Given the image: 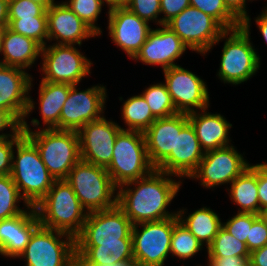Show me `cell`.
<instances>
[{"label": "cell", "mask_w": 267, "mask_h": 266, "mask_svg": "<svg viewBox=\"0 0 267 266\" xmlns=\"http://www.w3.org/2000/svg\"><path fill=\"white\" fill-rule=\"evenodd\" d=\"M172 176L154 169L147 176L118 187L117 206L133 225L177 216V212L170 213L166 209L177 196L182 183Z\"/></svg>", "instance_id": "cell-1"}, {"label": "cell", "mask_w": 267, "mask_h": 266, "mask_svg": "<svg viewBox=\"0 0 267 266\" xmlns=\"http://www.w3.org/2000/svg\"><path fill=\"white\" fill-rule=\"evenodd\" d=\"M31 130L26 119L21 131L34 143L47 170L55 180H65L69 171L81 160L77 131L60 129Z\"/></svg>", "instance_id": "cell-2"}, {"label": "cell", "mask_w": 267, "mask_h": 266, "mask_svg": "<svg viewBox=\"0 0 267 266\" xmlns=\"http://www.w3.org/2000/svg\"><path fill=\"white\" fill-rule=\"evenodd\" d=\"M10 175L26 207H36L56 181L34 143L24 134L15 144Z\"/></svg>", "instance_id": "cell-3"}, {"label": "cell", "mask_w": 267, "mask_h": 266, "mask_svg": "<svg viewBox=\"0 0 267 266\" xmlns=\"http://www.w3.org/2000/svg\"><path fill=\"white\" fill-rule=\"evenodd\" d=\"M250 21L248 15L240 27L225 30L219 37L226 39L217 74L224 83L241 84L255 75L260 68V56L250 42Z\"/></svg>", "instance_id": "cell-4"}, {"label": "cell", "mask_w": 267, "mask_h": 266, "mask_svg": "<svg viewBox=\"0 0 267 266\" xmlns=\"http://www.w3.org/2000/svg\"><path fill=\"white\" fill-rule=\"evenodd\" d=\"M35 210L41 226L65 232L74 238L81 232L88 215L65 180H56Z\"/></svg>", "instance_id": "cell-5"}, {"label": "cell", "mask_w": 267, "mask_h": 266, "mask_svg": "<svg viewBox=\"0 0 267 266\" xmlns=\"http://www.w3.org/2000/svg\"><path fill=\"white\" fill-rule=\"evenodd\" d=\"M65 181L88 213L111 209L117 205L118 190L105 167L80 160L69 171Z\"/></svg>", "instance_id": "cell-6"}, {"label": "cell", "mask_w": 267, "mask_h": 266, "mask_svg": "<svg viewBox=\"0 0 267 266\" xmlns=\"http://www.w3.org/2000/svg\"><path fill=\"white\" fill-rule=\"evenodd\" d=\"M106 169L117 188L150 174L155 167L148 158L144 133L121 130Z\"/></svg>", "instance_id": "cell-7"}, {"label": "cell", "mask_w": 267, "mask_h": 266, "mask_svg": "<svg viewBox=\"0 0 267 266\" xmlns=\"http://www.w3.org/2000/svg\"><path fill=\"white\" fill-rule=\"evenodd\" d=\"M75 253L72 235L39 225L18 258H24L26 266H75Z\"/></svg>", "instance_id": "cell-8"}, {"label": "cell", "mask_w": 267, "mask_h": 266, "mask_svg": "<svg viewBox=\"0 0 267 266\" xmlns=\"http://www.w3.org/2000/svg\"><path fill=\"white\" fill-rule=\"evenodd\" d=\"M139 227L142 229L139 230ZM173 227L174 217L133 225L131 236L136 266H164L171 254Z\"/></svg>", "instance_id": "cell-9"}, {"label": "cell", "mask_w": 267, "mask_h": 266, "mask_svg": "<svg viewBox=\"0 0 267 266\" xmlns=\"http://www.w3.org/2000/svg\"><path fill=\"white\" fill-rule=\"evenodd\" d=\"M192 51L205 55L219 43L225 29L211 16L189 6L167 24Z\"/></svg>", "instance_id": "cell-10"}, {"label": "cell", "mask_w": 267, "mask_h": 266, "mask_svg": "<svg viewBox=\"0 0 267 266\" xmlns=\"http://www.w3.org/2000/svg\"><path fill=\"white\" fill-rule=\"evenodd\" d=\"M75 45L52 44L42 47L41 81L78 85L82 78L90 75L93 64Z\"/></svg>", "instance_id": "cell-11"}, {"label": "cell", "mask_w": 267, "mask_h": 266, "mask_svg": "<svg viewBox=\"0 0 267 266\" xmlns=\"http://www.w3.org/2000/svg\"><path fill=\"white\" fill-rule=\"evenodd\" d=\"M132 227L129 218L117 205L111 209L90 212L81 232L75 237V246L121 242V238H132Z\"/></svg>", "instance_id": "cell-12"}, {"label": "cell", "mask_w": 267, "mask_h": 266, "mask_svg": "<svg viewBox=\"0 0 267 266\" xmlns=\"http://www.w3.org/2000/svg\"><path fill=\"white\" fill-rule=\"evenodd\" d=\"M249 166L243 154L230 145L205 152L197 169L188 179H198L204 188L210 189L231 184Z\"/></svg>", "instance_id": "cell-13"}, {"label": "cell", "mask_w": 267, "mask_h": 266, "mask_svg": "<svg viewBox=\"0 0 267 266\" xmlns=\"http://www.w3.org/2000/svg\"><path fill=\"white\" fill-rule=\"evenodd\" d=\"M106 88L101 84L79 91L71 85L60 114V130L79 131L85 124L104 115Z\"/></svg>", "instance_id": "cell-14"}, {"label": "cell", "mask_w": 267, "mask_h": 266, "mask_svg": "<svg viewBox=\"0 0 267 266\" xmlns=\"http://www.w3.org/2000/svg\"><path fill=\"white\" fill-rule=\"evenodd\" d=\"M163 72L165 84L178 113L188 114L198 109H208L209 92L203 79L180 65Z\"/></svg>", "instance_id": "cell-15"}, {"label": "cell", "mask_w": 267, "mask_h": 266, "mask_svg": "<svg viewBox=\"0 0 267 266\" xmlns=\"http://www.w3.org/2000/svg\"><path fill=\"white\" fill-rule=\"evenodd\" d=\"M123 129L105 116L85 124L78 131L81 160L106 168L112 160L117 135Z\"/></svg>", "instance_id": "cell-16"}, {"label": "cell", "mask_w": 267, "mask_h": 266, "mask_svg": "<svg viewBox=\"0 0 267 266\" xmlns=\"http://www.w3.org/2000/svg\"><path fill=\"white\" fill-rule=\"evenodd\" d=\"M30 74L17 67L0 64V108L10 111L20 122L35 109Z\"/></svg>", "instance_id": "cell-17"}, {"label": "cell", "mask_w": 267, "mask_h": 266, "mask_svg": "<svg viewBox=\"0 0 267 266\" xmlns=\"http://www.w3.org/2000/svg\"><path fill=\"white\" fill-rule=\"evenodd\" d=\"M108 30L113 43L131 59L145 43L150 31L149 23L128 8L108 11Z\"/></svg>", "instance_id": "cell-18"}, {"label": "cell", "mask_w": 267, "mask_h": 266, "mask_svg": "<svg viewBox=\"0 0 267 266\" xmlns=\"http://www.w3.org/2000/svg\"><path fill=\"white\" fill-rule=\"evenodd\" d=\"M205 155L196 132L188 122L181 131H176L175 150L155 168L174 177L189 178Z\"/></svg>", "instance_id": "cell-19"}, {"label": "cell", "mask_w": 267, "mask_h": 266, "mask_svg": "<svg viewBox=\"0 0 267 266\" xmlns=\"http://www.w3.org/2000/svg\"><path fill=\"white\" fill-rule=\"evenodd\" d=\"M187 46L166 25L152 29L132 60L147 65H161L163 70L177 66L174 62L185 53Z\"/></svg>", "instance_id": "cell-20"}, {"label": "cell", "mask_w": 267, "mask_h": 266, "mask_svg": "<svg viewBox=\"0 0 267 266\" xmlns=\"http://www.w3.org/2000/svg\"><path fill=\"white\" fill-rule=\"evenodd\" d=\"M46 11L48 41L57 40L53 44L81 46L83 40L98 36L65 2H56Z\"/></svg>", "instance_id": "cell-21"}, {"label": "cell", "mask_w": 267, "mask_h": 266, "mask_svg": "<svg viewBox=\"0 0 267 266\" xmlns=\"http://www.w3.org/2000/svg\"><path fill=\"white\" fill-rule=\"evenodd\" d=\"M188 122L187 114L176 113L157 118L144 132L148 158L155 168L175 150L176 131H181Z\"/></svg>", "instance_id": "cell-22"}, {"label": "cell", "mask_w": 267, "mask_h": 266, "mask_svg": "<svg viewBox=\"0 0 267 266\" xmlns=\"http://www.w3.org/2000/svg\"><path fill=\"white\" fill-rule=\"evenodd\" d=\"M40 225L35 207L22 214L0 220V254L18 258L24 251L33 231Z\"/></svg>", "instance_id": "cell-23"}, {"label": "cell", "mask_w": 267, "mask_h": 266, "mask_svg": "<svg viewBox=\"0 0 267 266\" xmlns=\"http://www.w3.org/2000/svg\"><path fill=\"white\" fill-rule=\"evenodd\" d=\"M203 109L187 114L204 152L230 146L229 130L232 124L221 114H212ZM199 112V113H198Z\"/></svg>", "instance_id": "cell-24"}, {"label": "cell", "mask_w": 267, "mask_h": 266, "mask_svg": "<svg viewBox=\"0 0 267 266\" xmlns=\"http://www.w3.org/2000/svg\"><path fill=\"white\" fill-rule=\"evenodd\" d=\"M41 52L42 46L38 42L14 32L7 26L3 36V59H0V64L27 70L41 56Z\"/></svg>", "instance_id": "cell-25"}, {"label": "cell", "mask_w": 267, "mask_h": 266, "mask_svg": "<svg viewBox=\"0 0 267 266\" xmlns=\"http://www.w3.org/2000/svg\"><path fill=\"white\" fill-rule=\"evenodd\" d=\"M39 110L45 129H60V114L70 92L71 84L41 81Z\"/></svg>", "instance_id": "cell-26"}, {"label": "cell", "mask_w": 267, "mask_h": 266, "mask_svg": "<svg viewBox=\"0 0 267 266\" xmlns=\"http://www.w3.org/2000/svg\"><path fill=\"white\" fill-rule=\"evenodd\" d=\"M75 248L76 254L94 266L134 261L132 238H121V242L99 243V246H75Z\"/></svg>", "instance_id": "cell-27"}, {"label": "cell", "mask_w": 267, "mask_h": 266, "mask_svg": "<svg viewBox=\"0 0 267 266\" xmlns=\"http://www.w3.org/2000/svg\"><path fill=\"white\" fill-rule=\"evenodd\" d=\"M231 200L239 207L238 213L259 215V197L257 185V164L250 165L230 185Z\"/></svg>", "instance_id": "cell-28"}, {"label": "cell", "mask_w": 267, "mask_h": 266, "mask_svg": "<svg viewBox=\"0 0 267 266\" xmlns=\"http://www.w3.org/2000/svg\"><path fill=\"white\" fill-rule=\"evenodd\" d=\"M185 210L177 211L179 221L207 248L222 227L221 219L217 213L208 207L197 209L186 217L184 215L187 213Z\"/></svg>", "instance_id": "cell-29"}, {"label": "cell", "mask_w": 267, "mask_h": 266, "mask_svg": "<svg viewBox=\"0 0 267 266\" xmlns=\"http://www.w3.org/2000/svg\"><path fill=\"white\" fill-rule=\"evenodd\" d=\"M122 109V120L128 128L123 130L145 132L157 119L142 94L128 98Z\"/></svg>", "instance_id": "cell-30"}, {"label": "cell", "mask_w": 267, "mask_h": 266, "mask_svg": "<svg viewBox=\"0 0 267 266\" xmlns=\"http://www.w3.org/2000/svg\"><path fill=\"white\" fill-rule=\"evenodd\" d=\"M202 248L203 244L175 216L170 243L171 255L186 260L203 250Z\"/></svg>", "instance_id": "cell-31"}, {"label": "cell", "mask_w": 267, "mask_h": 266, "mask_svg": "<svg viewBox=\"0 0 267 266\" xmlns=\"http://www.w3.org/2000/svg\"><path fill=\"white\" fill-rule=\"evenodd\" d=\"M208 257H249L246 243L236 239L223 227L220 228L213 242L207 247Z\"/></svg>", "instance_id": "cell-32"}, {"label": "cell", "mask_w": 267, "mask_h": 266, "mask_svg": "<svg viewBox=\"0 0 267 266\" xmlns=\"http://www.w3.org/2000/svg\"><path fill=\"white\" fill-rule=\"evenodd\" d=\"M142 96L156 118L169 117L178 113L165 83L150 85L142 92Z\"/></svg>", "instance_id": "cell-33"}, {"label": "cell", "mask_w": 267, "mask_h": 266, "mask_svg": "<svg viewBox=\"0 0 267 266\" xmlns=\"http://www.w3.org/2000/svg\"><path fill=\"white\" fill-rule=\"evenodd\" d=\"M8 27L14 32L35 40L42 47L47 45L48 24L46 10L38 17L8 20Z\"/></svg>", "instance_id": "cell-34"}, {"label": "cell", "mask_w": 267, "mask_h": 266, "mask_svg": "<svg viewBox=\"0 0 267 266\" xmlns=\"http://www.w3.org/2000/svg\"><path fill=\"white\" fill-rule=\"evenodd\" d=\"M22 198L12 176H0V220L14 217L27 210L18 206Z\"/></svg>", "instance_id": "cell-35"}, {"label": "cell", "mask_w": 267, "mask_h": 266, "mask_svg": "<svg viewBox=\"0 0 267 266\" xmlns=\"http://www.w3.org/2000/svg\"><path fill=\"white\" fill-rule=\"evenodd\" d=\"M190 6L214 18L225 30L241 26V21L226 7L223 0H190Z\"/></svg>", "instance_id": "cell-36"}, {"label": "cell", "mask_w": 267, "mask_h": 266, "mask_svg": "<svg viewBox=\"0 0 267 266\" xmlns=\"http://www.w3.org/2000/svg\"><path fill=\"white\" fill-rule=\"evenodd\" d=\"M105 0H68L65 4L98 36L102 34L101 28L96 26V21L102 11Z\"/></svg>", "instance_id": "cell-37"}, {"label": "cell", "mask_w": 267, "mask_h": 266, "mask_svg": "<svg viewBox=\"0 0 267 266\" xmlns=\"http://www.w3.org/2000/svg\"><path fill=\"white\" fill-rule=\"evenodd\" d=\"M259 215L253 213H238L234 215L230 220L222 223V227L227 230L236 239L246 243L247 237H249V228H251L252 222Z\"/></svg>", "instance_id": "cell-38"}, {"label": "cell", "mask_w": 267, "mask_h": 266, "mask_svg": "<svg viewBox=\"0 0 267 266\" xmlns=\"http://www.w3.org/2000/svg\"><path fill=\"white\" fill-rule=\"evenodd\" d=\"M45 10L42 4L31 0H9L8 20L38 17Z\"/></svg>", "instance_id": "cell-39"}, {"label": "cell", "mask_w": 267, "mask_h": 266, "mask_svg": "<svg viewBox=\"0 0 267 266\" xmlns=\"http://www.w3.org/2000/svg\"><path fill=\"white\" fill-rule=\"evenodd\" d=\"M160 4V0H132L127 8L142 20L154 21L161 26V19H157L161 15Z\"/></svg>", "instance_id": "cell-40"}, {"label": "cell", "mask_w": 267, "mask_h": 266, "mask_svg": "<svg viewBox=\"0 0 267 266\" xmlns=\"http://www.w3.org/2000/svg\"><path fill=\"white\" fill-rule=\"evenodd\" d=\"M23 135L24 133L20 131L16 136L0 139V176L11 173L13 148Z\"/></svg>", "instance_id": "cell-41"}, {"label": "cell", "mask_w": 267, "mask_h": 266, "mask_svg": "<svg viewBox=\"0 0 267 266\" xmlns=\"http://www.w3.org/2000/svg\"><path fill=\"white\" fill-rule=\"evenodd\" d=\"M267 244V225L265 221L258 216L249 228V237L246 239V246L251 252L262 248Z\"/></svg>", "instance_id": "cell-42"}, {"label": "cell", "mask_w": 267, "mask_h": 266, "mask_svg": "<svg viewBox=\"0 0 267 266\" xmlns=\"http://www.w3.org/2000/svg\"><path fill=\"white\" fill-rule=\"evenodd\" d=\"M161 25H166L176 15L180 14L185 8L190 6V0H160Z\"/></svg>", "instance_id": "cell-43"}, {"label": "cell", "mask_w": 267, "mask_h": 266, "mask_svg": "<svg viewBox=\"0 0 267 266\" xmlns=\"http://www.w3.org/2000/svg\"><path fill=\"white\" fill-rule=\"evenodd\" d=\"M10 128L11 134H0V139L16 136L21 131V122L10 112L0 108V132Z\"/></svg>", "instance_id": "cell-44"}, {"label": "cell", "mask_w": 267, "mask_h": 266, "mask_svg": "<svg viewBox=\"0 0 267 266\" xmlns=\"http://www.w3.org/2000/svg\"><path fill=\"white\" fill-rule=\"evenodd\" d=\"M257 185L259 197V215L267 207V162L257 164Z\"/></svg>", "instance_id": "cell-45"}, {"label": "cell", "mask_w": 267, "mask_h": 266, "mask_svg": "<svg viewBox=\"0 0 267 266\" xmlns=\"http://www.w3.org/2000/svg\"><path fill=\"white\" fill-rule=\"evenodd\" d=\"M208 266H251L249 257H208Z\"/></svg>", "instance_id": "cell-46"}, {"label": "cell", "mask_w": 267, "mask_h": 266, "mask_svg": "<svg viewBox=\"0 0 267 266\" xmlns=\"http://www.w3.org/2000/svg\"><path fill=\"white\" fill-rule=\"evenodd\" d=\"M226 7L242 22L247 16V0H223Z\"/></svg>", "instance_id": "cell-47"}, {"label": "cell", "mask_w": 267, "mask_h": 266, "mask_svg": "<svg viewBox=\"0 0 267 266\" xmlns=\"http://www.w3.org/2000/svg\"><path fill=\"white\" fill-rule=\"evenodd\" d=\"M251 266H267V244L250 252Z\"/></svg>", "instance_id": "cell-48"}, {"label": "cell", "mask_w": 267, "mask_h": 266, "mask_svg": "<svg viewBox=\"0 0 267 266\" xmlns=\"http://www.w3.org/2000/svg\"><path fill=\"white\" fill-rule=\"evenodd\" d=\"M255 22L267 44V7L262 11L261 15L255 18Z\"/></svg>", "instance_id": "cell-49"}, {"label": "cell", "mask_w": 267, "mask_h": 266, "mask_svg": "<svg viewBox=\"0 0 267 266\" xmlns=\"http://www.w3.org/2000/svg\"><path fill=\"white\" fill-rule=\"evenodd\" d=\"M75 266H94V265L86 262L80 255L75 253ZM101 266H136V265L134 261H123L116 264L101 265Z\"/></svg>", "instance_id": "cell-50"}, {"label": "cell", "mask_w": 267, "mask_h": 266, "mask_svg": "<svg viewBox=\"0 0 267 266\" xmlns=\"http://www.w3.org/2000/svg\"><path fill=\"white\" fill-rule=\"evenodd\" d=\"M9 0H0V25H8Z\"/></svg>", "instance_id": "cell-51"}, {"label": "cell", "mask_w": 267, "mask_h": 266, "mask_svg": "<svg viewBox=\"0 0 267 266\" xmlns=\"http://www.w3.org/2000/svg\"><path fill=\"white\" fill-rule=\"evenodd\" d=\"M108 6V11L117 8H127L132 0H105Z\"/></svg>", "instance_id": "cell-52"}, {"label": "cell", "mask_w": 267, "mask_h": 266, "mask_svg": "<svg viewBox=\"0 0 267 266\" xmlns=\"http://www.w3.org/2000/svg\"><path fill=\"white\" fill-rule=\"evenodd\" d=\"M33 2H37L42 4L46 9H48L51 5H53L55 0H31Z\"/></svg>", "instance_id": "cell-53"}, {"label": "cell", "mask_w": 267, "mask_h": 266, "mask_svg": "<svg viewBox=\"0 0 267 266\" xmlns=\"http://www.w3.org/2000/svg\"><path fill=\"white\" fill-rule=\"evenodd\" d=\"M8 25H0V54L2 51L3 36Z\"/></svg>", "instance_id": "cell-54"}, {"label": "cell", "mask_w": 267, "mask_h": 266, "mask_svg": "<svg viewBox=\"0 0 267 266\" xmlns=\"http://www.w3.org/2000/svg\"><path fill=\"white\" fill-rule=\"evenodd\" d=\"M266 223L267 225V207L261 210L260 215H259Z\"/></svg>", "instance_id": "cell-55"}]
</instances>
